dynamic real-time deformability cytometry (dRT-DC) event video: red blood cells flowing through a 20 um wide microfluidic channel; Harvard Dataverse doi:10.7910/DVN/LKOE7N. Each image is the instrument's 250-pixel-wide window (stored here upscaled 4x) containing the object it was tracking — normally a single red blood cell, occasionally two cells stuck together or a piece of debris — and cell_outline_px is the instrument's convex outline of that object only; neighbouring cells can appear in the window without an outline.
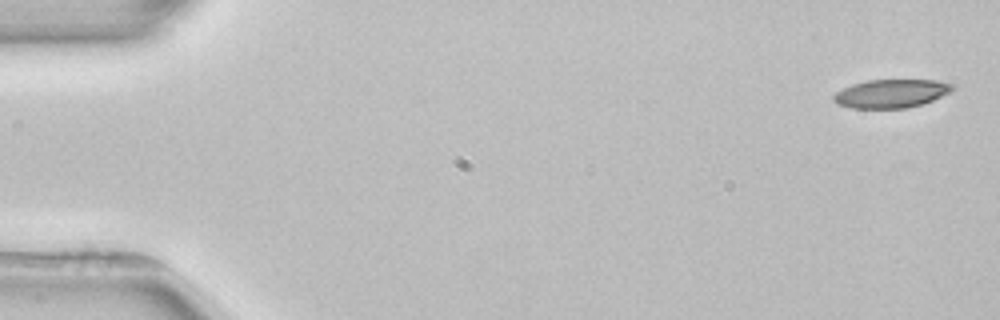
{"species": "common noctule bat (a hibernating species)", "species_latin": "Nyctalus noctula", "temperature_condition": "room temperature", "stored_images_in_passage": 4, "camera_frame_rate_fps": 3000, "um_per_image_px": 0.085, "animal": {"sex": "female", "body_mass_g": 22.7, "forearm_length_mm": 54.2}, "frame": {"image": 1, "passage_image": 1, "time_ms": 0.0, "image_size_px": [1000, 320], "cell_outline_px": [[956, 88], [952, 92], [932, 100], [908, 108], [852, 108], [836, 104], [832, 100], [832, 96], [836, 92], [852, 84], [868, 80], [936, 80], [952, 84]], "centroid_in_image_um": [75.75, 7.95], "position_along_channel_um": 9.3, "area_um2": 19.77}}
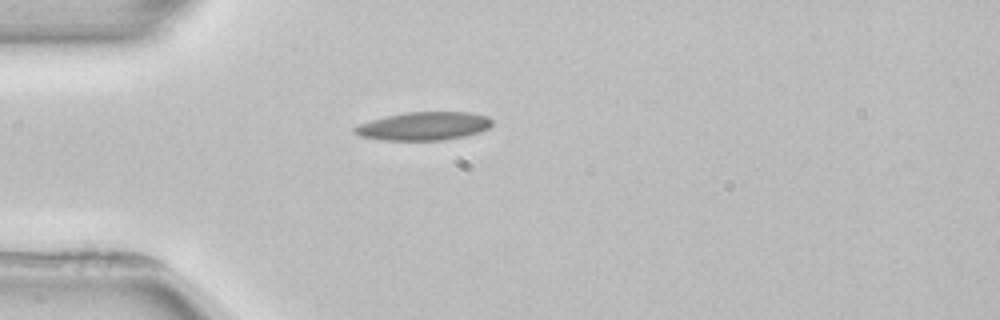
{"frame": {"image": 2, "passage_image": 4, "time_ms": 4.333, "image_size_px": [1000, 320], "cell_outline_px": [[492, 124], [488, 128], [480, 132], [464, 136], [444, 140], [384, 140], [360, 136], [352, 132], [352, 128], [356, 124], [384, 116], [404, 112], [472, 112], [488, 116], [492, 120]], "centroid_in_image_um": [35.99, 10.71], "position_along_channel_um": 49.0, "area_um2": 22.95}}